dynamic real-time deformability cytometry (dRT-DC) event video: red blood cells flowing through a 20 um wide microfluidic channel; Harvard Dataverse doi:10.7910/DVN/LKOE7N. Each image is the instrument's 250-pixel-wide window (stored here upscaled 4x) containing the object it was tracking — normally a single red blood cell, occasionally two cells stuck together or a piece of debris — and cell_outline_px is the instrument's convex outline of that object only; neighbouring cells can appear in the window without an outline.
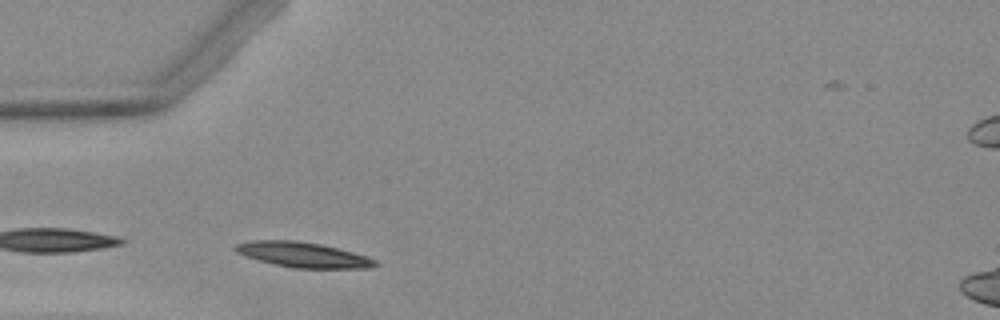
{"species": "Egyptian fruit bat (a non-hibernating species)", "species_latin": "Rousettus aegyptiacus", "temperature_condition": "warm", "stored_images_in_passage": 2, "segment_of_instrument_passage": [1, 2], "camera_frame_rate_fps": 3000, "um_per_image_px": 0.085, "animal": {"sex": "female"}, "frame": {"image": 1, "passage_image": 1, "time_ms": 0.0, "image_size_px": [1000, 320], "cell_outline_px": [[380, 264], [372, 268], [292, 268], [256, 260], [236, 252], [232, 248], [236, 244], [252, 240], [296, 240], [320, 244], [368, 256], [376, 260]], "centroid_in_image_um": [25.75, 21.66], "position_along_channel_um": 59.2, "area_um2": 20.63}}